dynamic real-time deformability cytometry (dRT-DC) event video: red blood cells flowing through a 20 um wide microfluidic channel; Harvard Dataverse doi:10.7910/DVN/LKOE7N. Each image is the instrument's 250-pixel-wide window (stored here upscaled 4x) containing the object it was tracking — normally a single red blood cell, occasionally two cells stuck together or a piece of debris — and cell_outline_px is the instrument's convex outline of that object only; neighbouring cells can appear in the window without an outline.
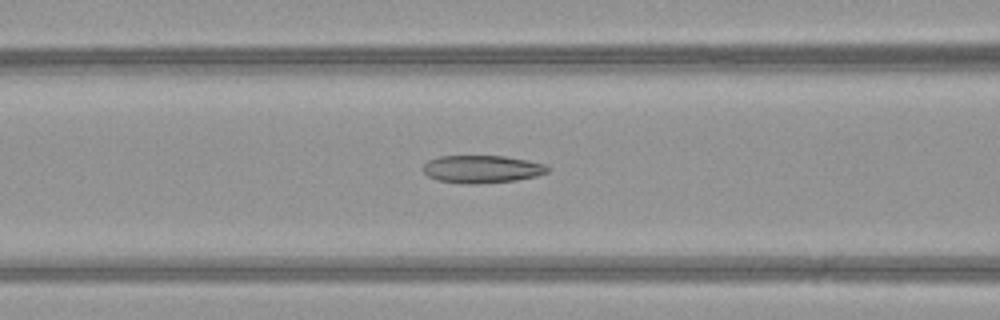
{"species": "common noctule bat (a hibernating species)", "species_latin": "Nyctalus noctula", "temperature_condition": "warm", "stored_images_in_passage": 35, "camera_frame_rate_fps": 3000, "um_per_image_px": 0.085, "animal": {"sex": "female", "body_mass_g": 21.9}, "frame": {"image": 1, "passage_image": 12, "time_ms": 3.667, "image_size_px": [1000, 320], "cell_outline_px": [[548, 172], [536, 176], [516, 180], [476, 184], [468, 184], [436, 180], [428, 176], [420, 168], [428, 160], [440, 156], [504, 156], [544, 164], [548, 168]], "centroid_in_image_um": [40.9, 14.38], "position_along_channel_um": 125.7, "area_um2": 20.0}}
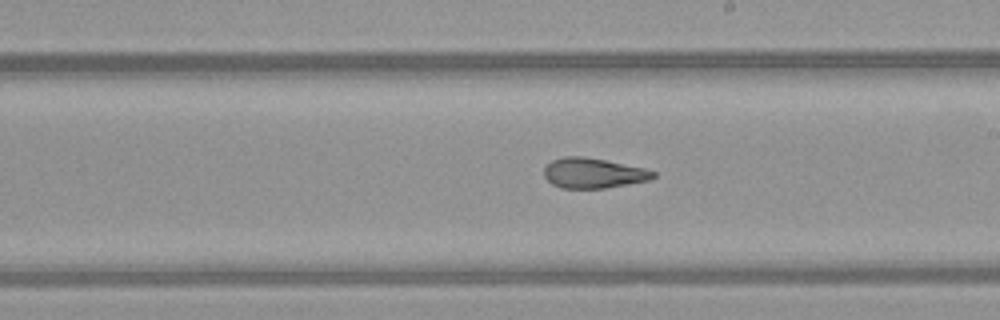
{"frame": {"image": 2, "passage_image": 20, "time_ms": 6.333, "image_size_px": [1000, 320], "cell_outline_px": [[656, 176], [648, 180], [628, 184], [604, 188], [560, 188], [552, 184], [544, 176], [544, 168], [552, 160], [564, 156], [584, 156], [644, 168], [656, 172]], "centroid_in_image_um": [50.41, 14.71], "position_along_channel_um": 238.6, "area_um2": 19.07}}
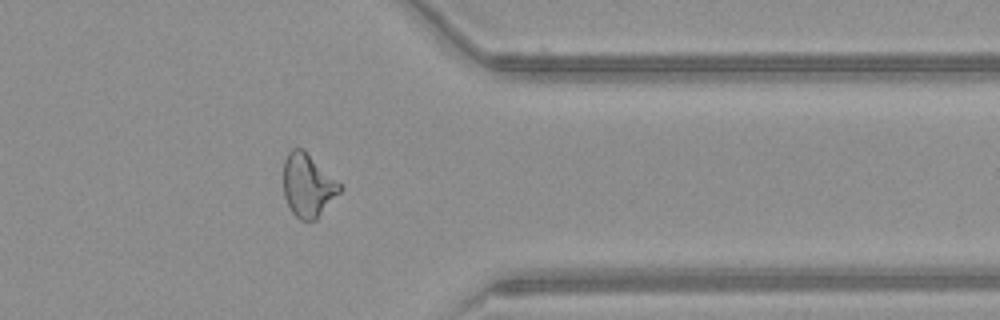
{"frame": {"image": 3, "passage_image": 31, "time_ms": 10.0, "image_size_px": [1000, 320], "cell_outline_px": [[344, 188], [316, 220], [300, 220], [292, 212], [284, 196], [284, 160], [288, 152], [292, 148], [300, 148], [336, 180]], "centroid_in_image_um": [26.16, 15.8], "position_along_channel_um": 385.2, "area_um2": 20.29}, "authors_computed_cell_mechanics": {"area_um2": 19.9988, "velocity_mm_per_s": 4.2312, "shape_relaxation_time_tau1_ms": 7.5899, "shape_relaxation_time_tau2_ms": 1.5458, "deformation_change_tau1": 0.2384, "deformation_change_tau2": 0.1053}}